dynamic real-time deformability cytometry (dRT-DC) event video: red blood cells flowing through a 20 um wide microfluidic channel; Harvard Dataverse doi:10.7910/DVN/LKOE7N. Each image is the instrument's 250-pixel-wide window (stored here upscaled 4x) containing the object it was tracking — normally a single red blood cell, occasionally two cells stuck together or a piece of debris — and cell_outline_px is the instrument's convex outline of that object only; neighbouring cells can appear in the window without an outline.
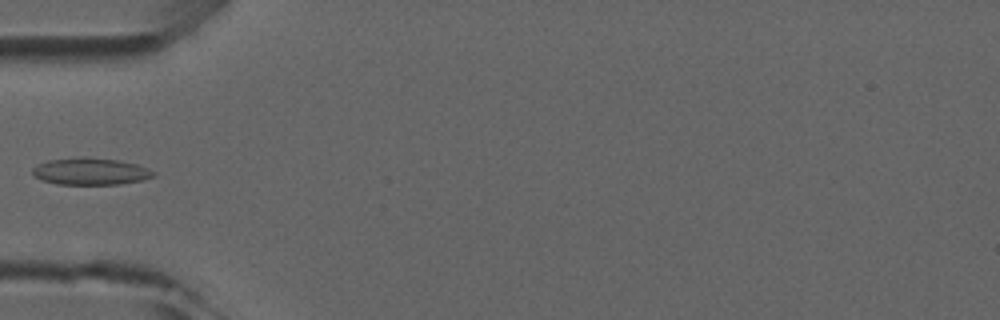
{"species": "common noctule bat (a hibernating species)", "species_latin": "Nyctalus noctula", "temperature_condition": "room temperature", "stored_images_in_passage": 5, "camera_frame_rate_fps": 3000, "um_per_image_px": 0.085, "animal": {"sex": "male", "forearm_length_mm": 52.5}, "frame": {"image": 1, "passage_image": 5, "time_ms": 4.667, "image_size_px": [1000, 320], "cell_outline_px": [[156, 176], [144, 180], [120, 184], [56, 184], [44, 180], [36, 176], [32, 172], [32, 168], [48, 160], [80, 156], [84, 156], [120, 160], [136, 164], [148, 168], [156, 172]], "centroid_in_image_um": [7.76, 14.56], "position_along_channel_um": 77.2, "area_um2": 19.13}}